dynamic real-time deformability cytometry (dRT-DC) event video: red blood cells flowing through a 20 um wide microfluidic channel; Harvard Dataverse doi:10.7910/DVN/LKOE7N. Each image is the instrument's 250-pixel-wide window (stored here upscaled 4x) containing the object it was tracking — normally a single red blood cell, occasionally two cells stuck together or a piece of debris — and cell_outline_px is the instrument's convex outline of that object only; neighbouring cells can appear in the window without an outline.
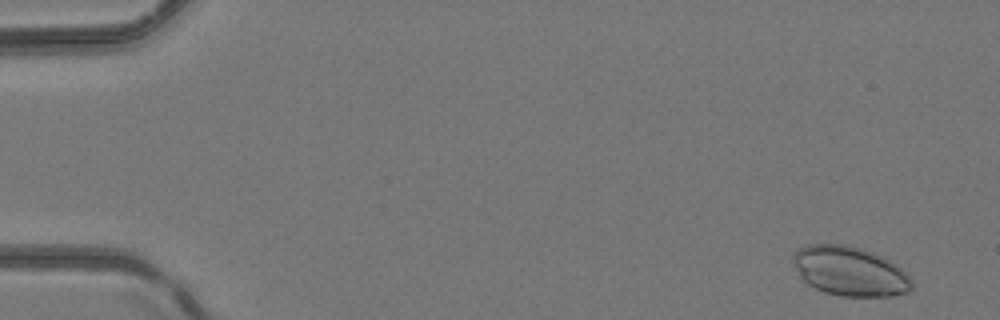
{"species": "common noctule bat (a hibernating species)", "species_latin": "Nyctalus noctula", "temperature_condition": "room temperature", "stored_images_in_passage": 5, "camera_frame_rate_fps": 3000, "um_per_image_px": 0.085, "animal": {"sex": "female", "body_mass_g": 24.6, "forearm_length_mm": 56.2}, "frame": {"image": 1, "passage_image": 1, "time_ms": 0.0, "image_size_px": [1000, 320], "cell_outline_px": [[912, 288], [908, 292], [892, 296], [840, 296], [824, 292], [808, 284], [800, 276], [792, 260], [792, 256], [800, 248], [808, 244], [844, 244], [860, 248], [872, 252], [896, 264], [912, 280]], "centroid_in_image_um": [72.23, 23.06], "position_along_channel_um": 12.8, "area_um2": 33.99}}